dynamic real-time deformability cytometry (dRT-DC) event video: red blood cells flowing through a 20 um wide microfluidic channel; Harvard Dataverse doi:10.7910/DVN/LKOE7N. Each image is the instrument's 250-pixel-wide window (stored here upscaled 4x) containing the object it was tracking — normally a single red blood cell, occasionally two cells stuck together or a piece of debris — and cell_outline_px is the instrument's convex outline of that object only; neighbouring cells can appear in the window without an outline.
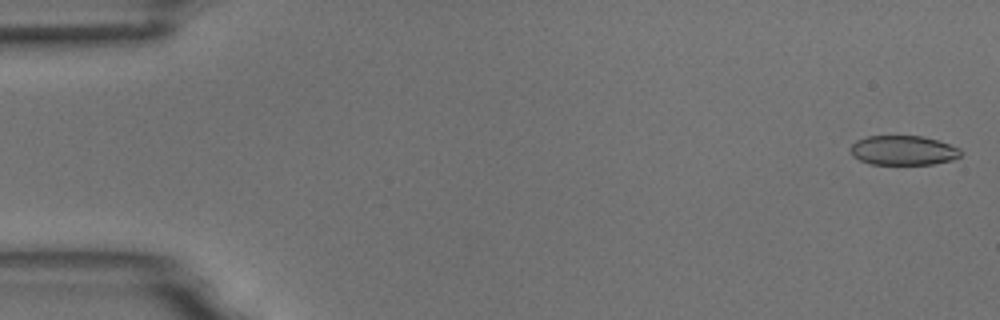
{"species": "common noctule bat (a hibernating species)", "species_latin": "Nyctalus noctula", "temperature_condition": "room temperature", "stored_images_in_passage": 55, "camera_frame_rate_fps": 3000, "um_per_image_px": 0.085, "animal": {"sex": "male", "body_mass_g": 18.8}, "frame": {"image": 1, "passage_image": 2, "time_ms": 0.333, "image_size_px": [1000, 320], "cell_outline_px": [[960, 156], [952, 160], [932, 164], [872, 164], [860, 160], [852, 156], [852, 144], [856, 140], [868, 136], [920, 136], [936, 140], [960, 148]], "centroid_in_image_um": [76.77, 12.78], "position_along_channel_um": 8.2, "area_um2": 18.73}}
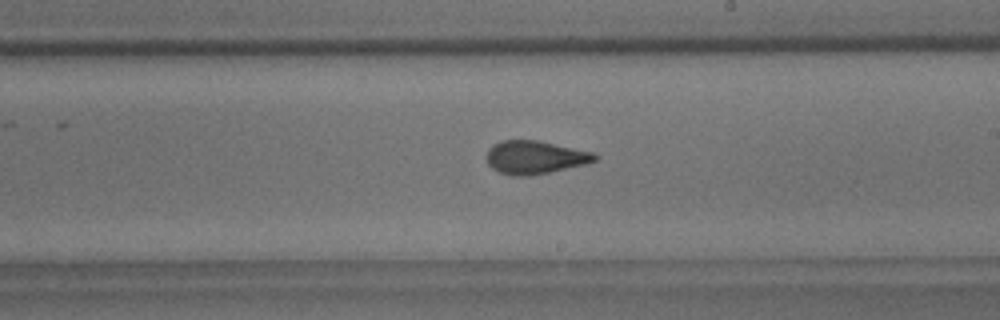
{"frame": {"image": 2, "passage_image": 32, "time_ms": 10.333, "image_size_px": [1000, 320], "cell_outline_px": [[600, 156], [596, 160], [588, 164], [528, 176], [512, 176], [500, 172], [492, 168], [488, 164], [484, 156], [488, 148], [492, 144], [500, 140], [536, 140], [592, 152]], "centroid_in_image_um": [45.43, 13.37], "position_along_channel_um": 243.6, "area_um2": 21.1}}
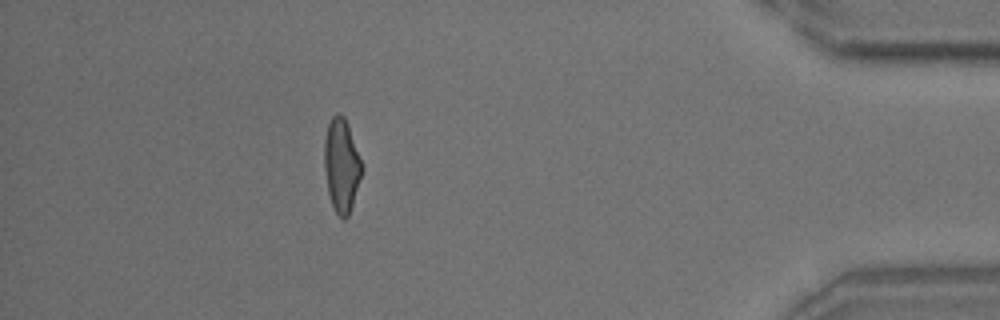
{"frame": {"image": 3, "passage_image": 49, "time_ms": 16.0, "image_size_px": [1000, 320], "cell_outline_px": [[364, 168], [348, 216], [344, 220], [336, 212], [332, 204], [328, 192], [324, 168], [324, 140], [328, 124], [332, 116], [336, 112], [340, 112], [344, 116], [348, 124]], "centroid_in_image_um": [29.03, 14.0], "position_along_channel_um": 406.2, "area_um2": 20.46}, "authors_computed_cell_mechanics": {"area_um2": 20.5768, "velocity_mm_per_s": 3.729, "shape_relaxation_time_tau1_ms": 4.0243, "shape_relaxation_time_tau2_ms": 1.4019, "deformation_change_tau1": 0.1351, "deformation_change_tau2": 0.0711}}